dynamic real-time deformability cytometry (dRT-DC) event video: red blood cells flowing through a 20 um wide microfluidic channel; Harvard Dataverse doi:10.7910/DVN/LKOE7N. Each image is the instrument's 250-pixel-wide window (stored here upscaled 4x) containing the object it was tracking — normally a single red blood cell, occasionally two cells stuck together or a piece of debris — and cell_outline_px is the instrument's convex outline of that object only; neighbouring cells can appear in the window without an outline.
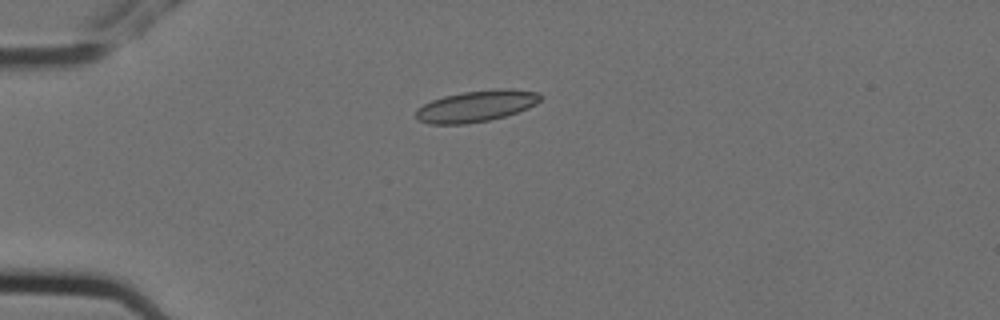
{"species": "Egyptian fruit bat (a non-hibernating species)", "species_latin": "Rousettus aegyptiacus", "temperature_condition": "cold", "stored_images_in_passage": 4, "camera_frame_rate_fps": 3000, "um_per_image_px": 0.085, "animal": {"sex": "female"}, "frame": {"image": 1, "passage_image": 2, "time_ms": 0.333, "image_size_px": [1000, 320], "cell_outline_px": [[544, 96], [536, 104], [528, 108], [504, 116], [488, 120], [464, 124], [428, 124], [416, 120], [416, 108], [432, 100], [444, 96], [464, 92], [496, 88], [512, 88], [540, 92]], "centroid_in_image_um": [40.5, 9.0], "position_along_channel_um": 44.5, "area_um2": 22.95}}
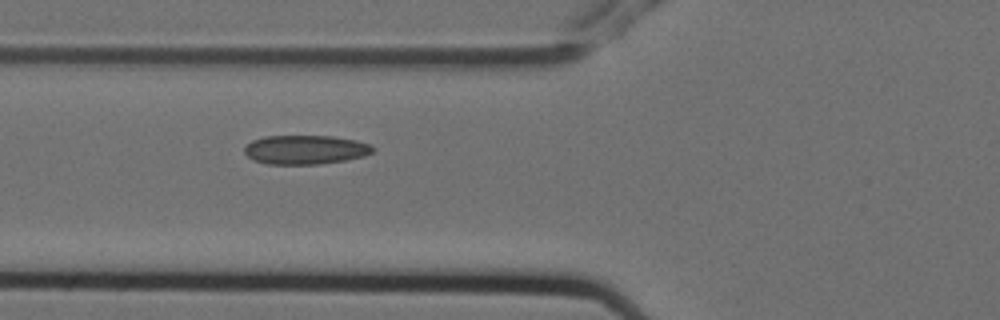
{"frame": {"image": 2, "passage_image": 4, "time_ms": 1.0, "image_size_px": [1000, 320], "cell_outline_px": [[376, 148], [372, 152], [364, 156], [344, 160], [320, 164], [268, 164], [252, 160], [244, 152], [244, 148], [252, 140], [264, 136], [332, 136], [356, 140], [372, 144]], "centroid_in_image_um": [25.97, 12.72], "position_along_channel_um": 99.8, "area_um2": 21.85}}